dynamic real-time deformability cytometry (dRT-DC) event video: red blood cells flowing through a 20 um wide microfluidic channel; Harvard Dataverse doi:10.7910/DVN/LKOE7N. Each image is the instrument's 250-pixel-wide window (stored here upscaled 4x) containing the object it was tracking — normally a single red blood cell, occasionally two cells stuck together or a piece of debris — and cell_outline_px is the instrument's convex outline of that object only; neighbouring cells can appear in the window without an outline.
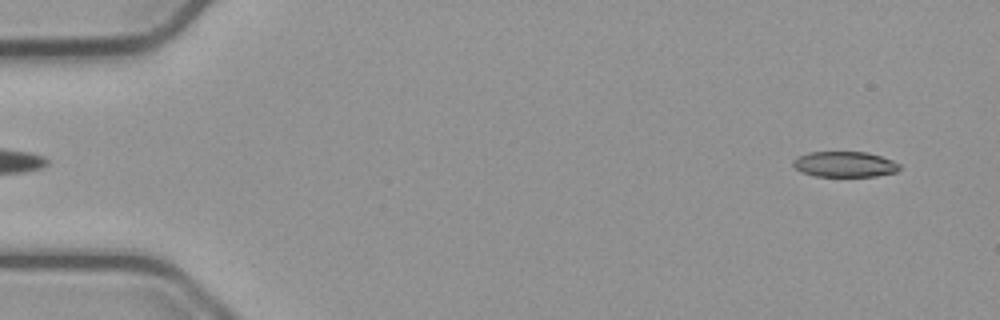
{"species": "common noctule bat (a hibernating species)", "species_latin": "Nyctalus noctula", "temperature_condition": "cold", "stored_images_in_passage": 54, "camera_frame_rate_fps": 3000, "um_per_image_px": 0.085, "animal": {"sex": "male", "body_mass_g": 23.1, "forearm_length_mm": 52.7}, "frame": {"image": 1, "passage_image": 3, "time_ms": 0.667, "image_size_px": [1000, 320], "cell_outline_px": [[900, 168], [896, 172], [876, 176], [816, 176], [804, 172], [796, 168], [792, 164], [792, 160], [796, 156], [808, 152], [868, 152], [892, 160], [900, 164]], "centroid_in_image_um": [71.79, 13.95], "position_along_channel_um": 13.2, "area_um2": 15.84}}
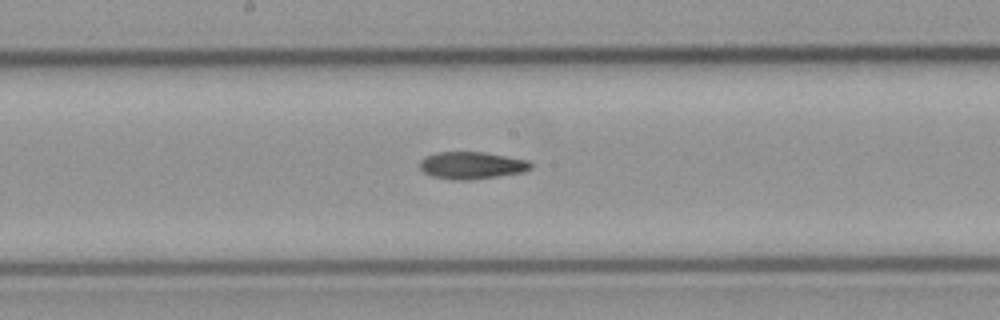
{"frame": {"image": 2, "passage_image": 28, "time_ms": 9.0, "image_size_px": [1000, 320], "cell_outline_px": [[532, 168], [524, 172], [472, 180], [452, 180], [432, 176], [424, 172], [420, 168], [420, 160], [424, 156], [436, 152], [484, 152], [528, 160], [532, 164]], "centroid_in_image_um": [40.08, 14.06], "position_along_channel_um": 208.1, "area_um2": 17.74}}
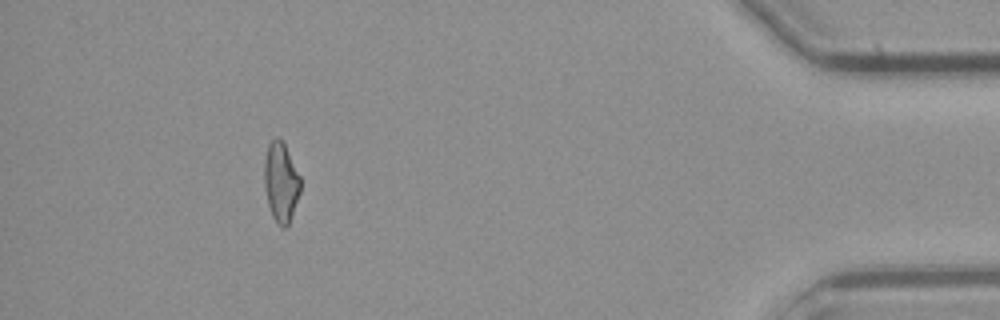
{"frame": {"image": 3, "passage_image": 49, "time_ms": 16.0, "image_size_px": [1000, 320], "cell_outline_px": [[300, 192], [288, 228], [280, 228], [276, 224], [272, 216], [268, 204], [264, 188], [264, 160], [268, 144], [276, 136], [284, 144], [300, 176]], "centroid_in_image_um": [23.87, 15.54], "position_along_channel_um": 411.3, "area_um2": 16.94}}